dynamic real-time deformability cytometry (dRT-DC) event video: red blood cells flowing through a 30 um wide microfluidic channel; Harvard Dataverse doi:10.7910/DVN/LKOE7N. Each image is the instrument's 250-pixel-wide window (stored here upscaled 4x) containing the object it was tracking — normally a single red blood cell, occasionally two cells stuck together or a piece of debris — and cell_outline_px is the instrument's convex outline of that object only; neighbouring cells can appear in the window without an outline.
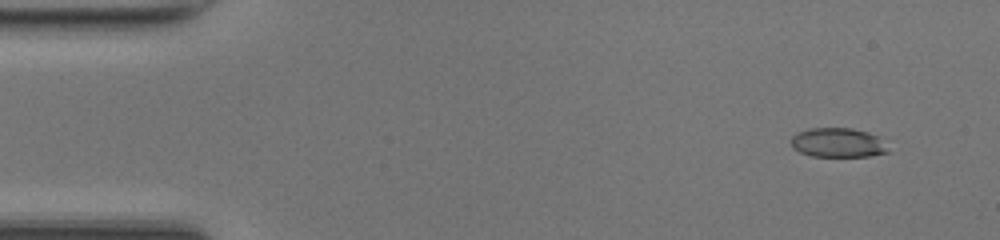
{"species": "common noctule bat (a hibernating species)", "species_latin": "Nyctalus noctula", "temperature_condition": "room temperature", "stored_images_in_passage": 46, "camera_frame_rate_fps": 3000, "um_per_image_px": 0.085, "animal": {"sex": "female", "body_mass_g": 17.0, "forearm_length_mm": 48.0}, "frame": {"image": 1, "passage_image": 1, "time_ms": 0.0, "image_size_px": [1000, 240], "cell_outline_px": [[888, 152], [872, 156], [812, 156], [800, 152], [792, 148], [792, 136], [796, 132], [808, 128], [852, 128], [868, 132], [876, 136]], "centroid_in_image_um": [71.14, 12.12], "position_along_channel_um": 13.9, "area_um2": 16.36}}
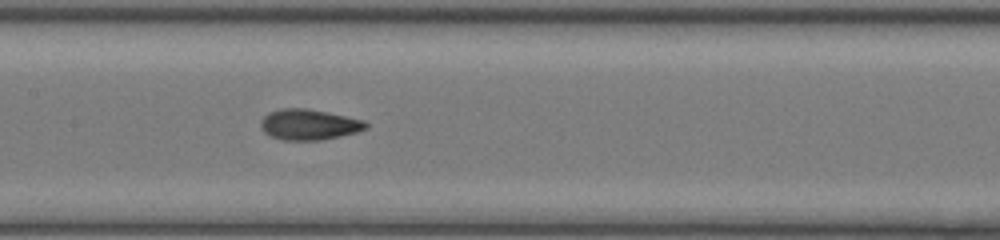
{"frame": {"image": 2, "passage_image": 21, "time_ms": 6.667, "image_size_px": [1000, 240], "cell_outline_px": [[368, 128], [356, 132], [340, 136], [320, 140], [284, 140], [272, 136], [264, 132], [260, 128], [260, 120], [268, 112], [284, 108], [304, 108], [328, 112], [364, 120], [368, 124]], "centroid_in_image_um": [26.25, 10.58], "position_along_channel_um": 181.1, "area_um2": 18.79}}
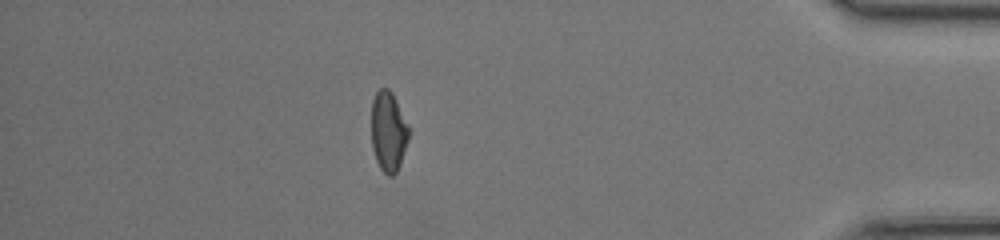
{"frame": {"image": 3, "passage_image": 40, "time_ms": 13.0, "image_size_px": [1000, 240], "cell_outline_px": [[408, 140], [400, 164], [396, 172], [392, 176], [388, 176], [380, 168], [376, 160], [372, 148], [372, 100], [376, 92], [380, 88], [388, 88], [392, 92], [408, 124]], "centroid_in_image_um": [33.0, 11.17], "position_along_channel_um": 402.2, "area_um2": 17.34}, "authors_computed_cell_mechanics": {"area_um2": 18.1203, "velocity_mm_per_s": 4.2478, "shape_relaxation_time_tau1_ms": 8.6997, "shape_relaxation_time_tau2_ms": 1.4478, "deformation_change_tau1": 0.2321, "deformation_change_tau2": 0.0666}}